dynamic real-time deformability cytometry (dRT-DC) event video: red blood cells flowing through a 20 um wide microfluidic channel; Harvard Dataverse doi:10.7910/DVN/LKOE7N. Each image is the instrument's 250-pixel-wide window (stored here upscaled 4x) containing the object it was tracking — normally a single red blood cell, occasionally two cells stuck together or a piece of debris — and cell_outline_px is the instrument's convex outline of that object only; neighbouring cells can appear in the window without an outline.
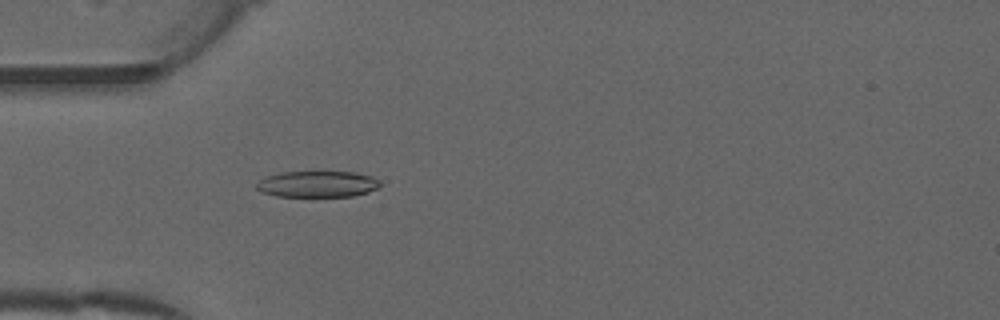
{"species": "common noctule bat (a hibernating species)", "species_latin": "Nyctalus noctula", "temperature_condition": "warm", "stored_images_in_passage": 52, "camera_frame_rate_fps": 3000, "um_per_image_px": 0.085, "animal": {"sex": "male", "forearm_length_mm": 52.5}, "frame": {"image": 1, "passage_image": 16, "time_ms": 5.0, "image_size_px": [1000, 320], "cell_outline_px": [[380, 184], [376, 188], [368, 192], [352, 196], [276, 196], [260, 192], [256, 188], [256, 184], [260, 180], [268, 176], [280, 172], [352, 172], [372, 176], [380, 180]], "centroid_in_image_um": [26.97, 15.65], "position_along_channel_um": 58.0, "area_um2": 18.79}}
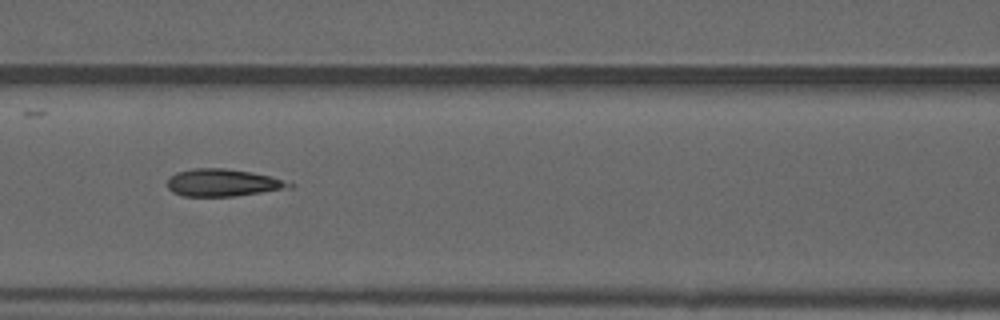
{"frame": {"image": 2, "passage_image": 23, "time_ms": 7.333, "image_size_px": [1000, 320], "cell_outline_px": [[296, 184], [292, 188], [236, 196], [184, 196], [172, 192], [168, 188], [168, 180], [176, 172], [192, 168], [224, 168], [252, 172], [272, 176]], "centroid_in_image_um": [19.0, 15.53], "position_along_channel_um": 147.6, "area_um2": 19.59}}
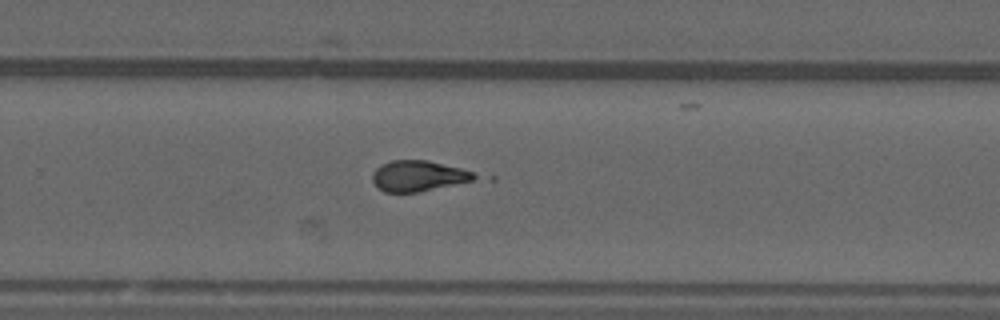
{"frame": {"image": 3, "passage_image": 34, "time_ms": 11.0, "image_size_px": [1000, 320], "cell_outline_px": [[480, 176], [472, 180], [416, 192], [384, 192], [372, 180], [372, 172], [380, 164], [392, 160], [428, 160], [460, 168], [472, 172]], "centroid_in_image_um": [35.51, 14.93], "position_along_channel_um": 294.3, "area_um2": 17.98}}